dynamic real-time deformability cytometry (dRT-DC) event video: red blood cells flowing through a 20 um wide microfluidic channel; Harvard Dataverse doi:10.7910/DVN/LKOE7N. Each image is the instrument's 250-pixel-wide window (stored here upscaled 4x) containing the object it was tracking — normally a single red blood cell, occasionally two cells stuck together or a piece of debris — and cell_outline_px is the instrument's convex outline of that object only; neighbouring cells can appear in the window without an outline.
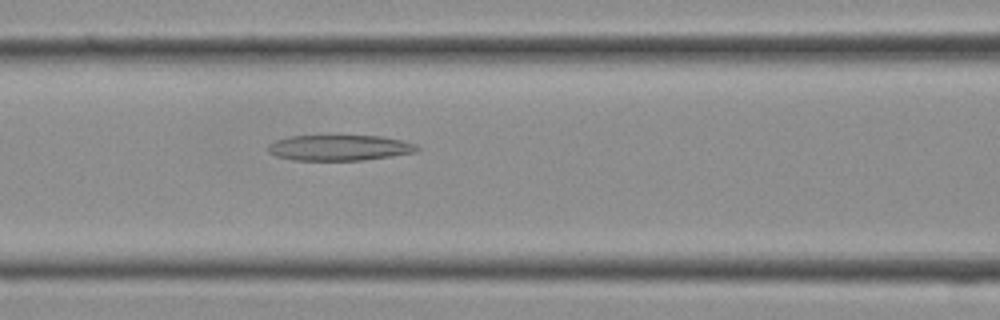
{"species": "Egyptian fruit bat (a non-hibernating species)", "species_latin": "Rousettus aegyptiacus", "temperature_condition": "cold", "stored_images_in_passage": 7, "camera_frame_rate_fps": 3000, "um_per_image_px": 0.085, "frame": {"image": 1, "passage_image": 7, "time_ms": 2.0, "image_size_px": [1000, 320], "cell_outline_px": [[420, 148], [416, 152], [392, 156], [364, 160], [292, 160], [276, 156], [268, 152], [268, 144], [276, 140], [292, 136], [380, 136], [404, 140], [416, 144]], "centroid_in_image_um": [28.88, 12.56], "position_along_channel_um": 137.7, "area_um2": 22.31}}